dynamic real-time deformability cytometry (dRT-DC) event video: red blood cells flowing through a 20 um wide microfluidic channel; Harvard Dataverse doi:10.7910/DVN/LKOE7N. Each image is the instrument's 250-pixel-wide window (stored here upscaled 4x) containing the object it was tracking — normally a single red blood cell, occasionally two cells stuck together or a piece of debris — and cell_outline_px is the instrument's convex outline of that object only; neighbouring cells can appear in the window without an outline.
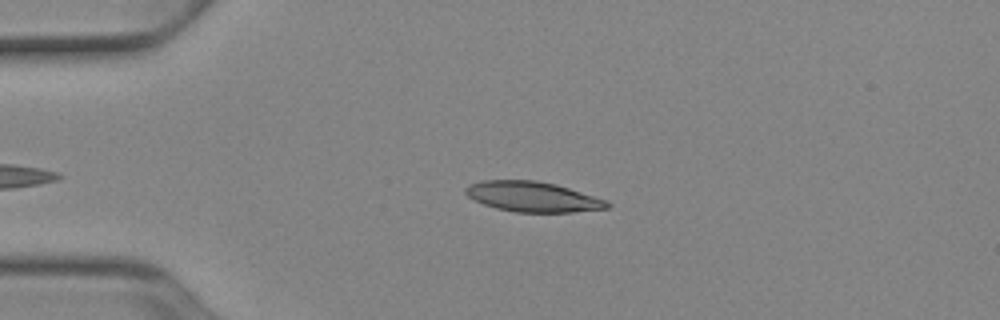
{"species": "Egyptian fruit bat (a non-hibernating species)", "species_latin": "Rousettus aegyptiacus", "temperature_condition": "cold", "stored_images_in_passage": 41, "camera_frame_rate_fps": 3000, "um_per_image_px": 0.085, "animal": {"sex": "female"}, "frame": {"image": 1, "passage_image": 7, "time_ms": 2.0, "image_size_px": [1000, 320], "cell_outline_px": [[612, 204], [608, 208], [572, 212], [516, 212], [496, 208], [484, 204], [468, 196], [464, 192], [464, 188], [468, 184], [480, 180], [536, 180], [556, 184], [608, 200]], "centroid_in_image_um": [45.28, 16.71], "position_along_channel_um": 39.7, "area_um2": 25.03}}
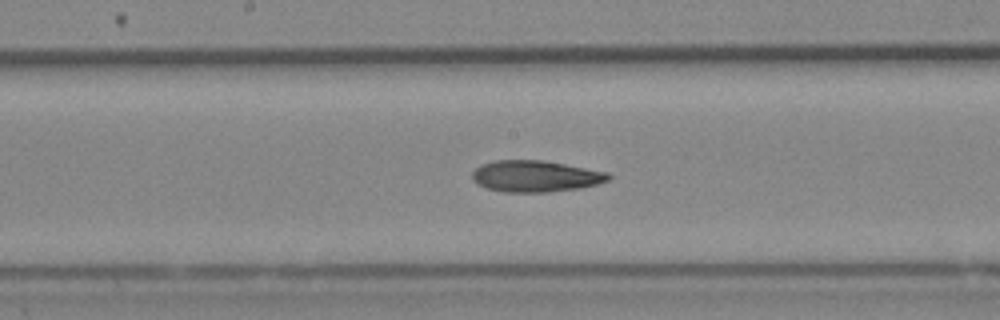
{"frame": {"image": 2, "passage_image": 22, "time_ms": 7.0, "image_size_px": [1000, 320], "cell_outline_px": [[612, 176], [608, 180], [596, 184], [580, 188], [548, 192], [504, 192], [488, 188], [476, 184], [472, 180], [472, 172], [480, 164], [496, 160], [540, 160], [564, 164], [608, 172]], "centroid_in_image_um": [45.48, 14.98], "position_along_channel_um": 202.7, "area_um2": 24.91}}
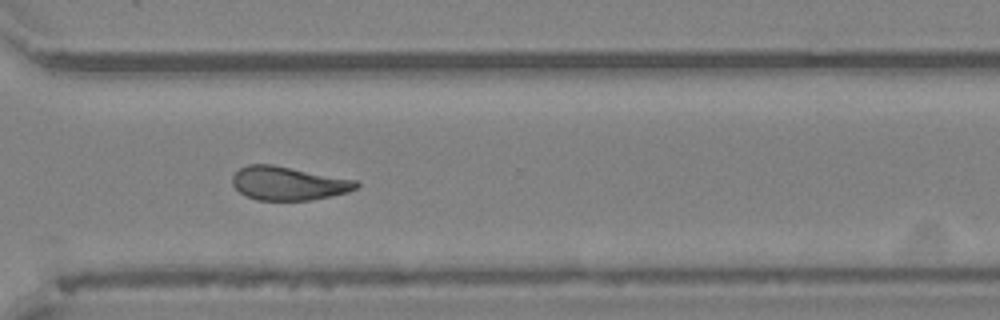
{"frame": {"image": 3, "passage_image": 33, "time_ms": 10.667, "image_size_px": [1000, 320], "cell_outline_px": [[360, 184], [356, 188], [348, 192], [312, 200], [256, 200], [244, 196], [232, 184], [232, 176], [240, 168], [248, 164], [272, 164], [356, 180]], "centroid_in_image_um": [24.48, 15.59], "position_along_channel_um": 346.1, "area_um2": 24.28}, "authors_computed_cell_mechanics": {"area_um2": 24.565, "velocity_mm_per_s": 3.8972, "shape_relaxation_time_tau1_ms": 9.8705, "shape_relaxation_time_tau2_ms": 8.7232, "deformation_change_tau1": 0.2108, "deformation_change_tau2": 0.1871}}